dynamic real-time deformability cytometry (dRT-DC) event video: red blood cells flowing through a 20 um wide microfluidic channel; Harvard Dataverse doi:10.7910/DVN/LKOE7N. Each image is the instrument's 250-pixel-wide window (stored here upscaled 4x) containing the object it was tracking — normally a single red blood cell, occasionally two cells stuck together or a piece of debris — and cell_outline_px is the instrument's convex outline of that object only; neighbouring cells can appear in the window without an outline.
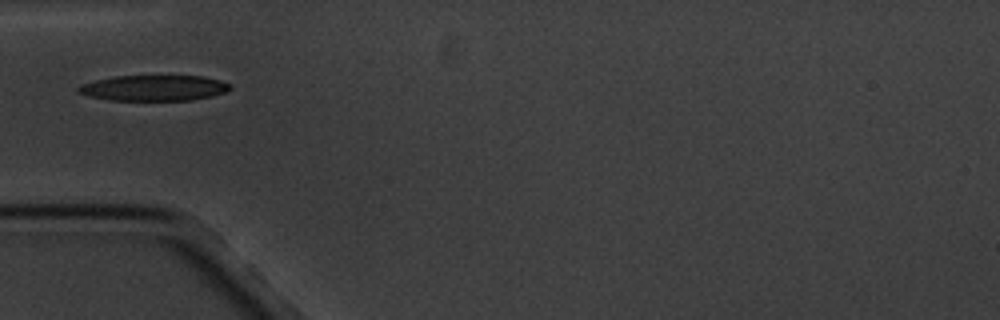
{"species": "common noctule bat (a hibernating species)", "species_latin": "Nyctalus noctula", "temperature_condition": "cold", "stored_images_in_passage": 8, "camera_frame_rate_fps": 3000, "um_per_image_px": 0.085, "animal": {"sex": "male", "body_mass_g": 20.1, "forearm_length_mm": 53.5}, "frame": {"image": 1, "passage_image": 1, "time_ms": 0.0, "image_size_px": [1000, 320], "cell_outline_px": [[232, 88], [224, 92], [212, 96], [192, 100], [108, 100], [76, 92], [76, 88], [80, 84], [112, 76], [204, 76], [220, 80], [228, 84]], "centroid_in_image_um": [13.06, 7.47], "position_along_channel_um": 71.9, "area_um2": 22.66}}
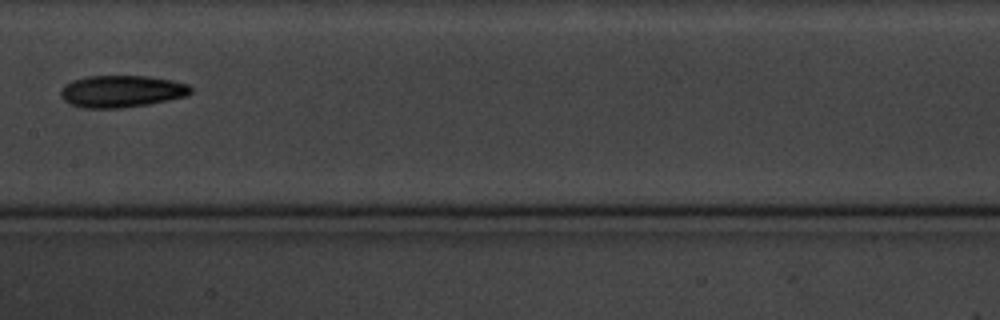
{"frame": {"image": 2, "passage_image": 4, "time_ms": 3.667, "image_size_px": [1000, 320], "cell_outline_px": [[192, 92], [188, 96], [148, 104], [120, 108], [84, 108], [72, 104], [64, 100], [60, 96], [60, 92], [64, 84], [72, 80], [84, 76], [148, 76], [172, 80], [188, 84], [192, 88]], "centroid_in_image_um": [10.34, 7.75], "position_along_channel_um": 197.1, "area_um2": 24.39}}
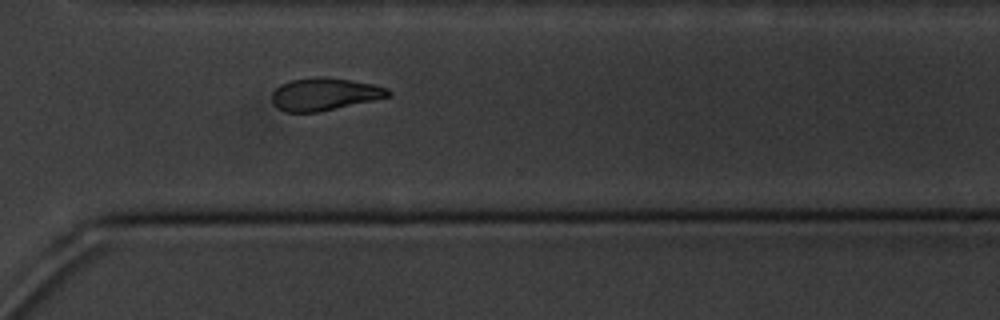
{"frame": {"image": 3, "passage_image": 8, "time_ms": 8.0, "image_size_px": [1000, 320], "cell_outline_px": [[392, 96], [316, 112], [284, 112], [272, 100], [272, 92], [280, 84], [292, 80], [312, 76], [324, 76], [372, 84], [388, 88], [392, 92]], "centroid_in_image_um": [27.59, 7.98], "position_along_channel_um": 343.0, "area_um2": 21.85}}